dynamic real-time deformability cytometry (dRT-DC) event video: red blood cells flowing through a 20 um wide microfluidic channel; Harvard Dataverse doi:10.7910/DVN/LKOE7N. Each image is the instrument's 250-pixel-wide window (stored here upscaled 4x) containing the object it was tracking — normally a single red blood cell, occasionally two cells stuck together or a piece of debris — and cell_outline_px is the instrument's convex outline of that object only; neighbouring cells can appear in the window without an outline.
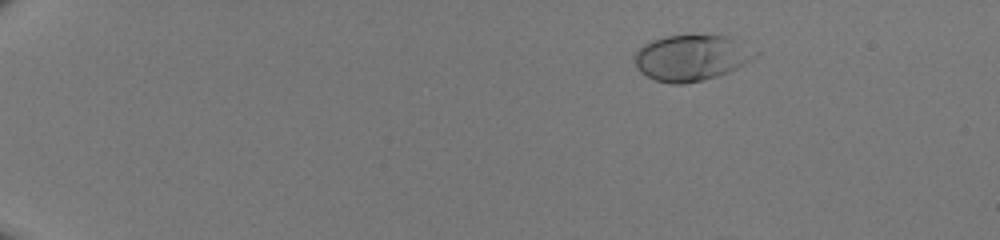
{"species": "human", "species_latin": "Homo sapiens", "temperature_condition": "room temperature", "stored_images_in_passage": 13, "camera_frame_rate_fps": 3000, "um_per_image_px": 0.085, "donor": {"sex": "male"}, "frame": {"image": 1, "passage_image": 1, "time_ms": 0.0, "image_size_px": [1000, 240], "cell_outline_px": [[760, 52], [756, 56], [744, 64], [728, 72], [704, 80], [684, 84], [668, 84], [652, 80], [640, 72], [636, 68], [636, 52], [644, 44], [652, 40], [664, 36], [728, 36]], "centroid_in_image_um": [58.75, 4.93], "position_along_channel_um": 26.2, "area_um2": 32.14}}
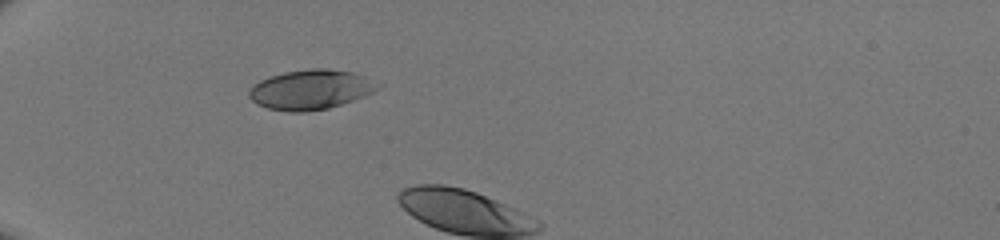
{"frame": {"image": 2, "passage_image": 11, "time_ms": 3.333, "image_size_px": [1000, 240], "cell_outline_px": [[384, 84], [372, 92], [364, 96], [328, 108], [304, 112], [292, 112], [268, 108], [256, 104], [248, 96], [248, 92], [252, 84], [268, 76], [284, 72], [312, 68], [328, 68], [352, 72], [364, 76]], "centroid_in_image_um": [26.39, 7.6], "position_along_channel_um": 58.6, "area_um2": 29.94}}